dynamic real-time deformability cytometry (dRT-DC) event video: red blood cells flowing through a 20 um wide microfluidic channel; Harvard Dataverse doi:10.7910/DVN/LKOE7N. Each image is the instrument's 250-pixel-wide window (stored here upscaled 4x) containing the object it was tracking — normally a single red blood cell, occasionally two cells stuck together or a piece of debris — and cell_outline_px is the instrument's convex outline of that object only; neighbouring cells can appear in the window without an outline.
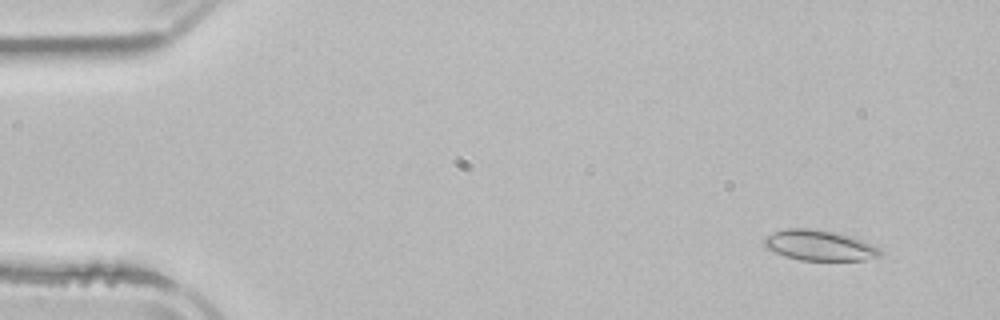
{"species": "common noctule bat (a hibernating species)", "species_latin": "Nyctalus noctula", "temperature_condition": "room temperature", "stored_images_in_passage": 3, "camera_frame_rate_fps": 3000, "um_per_image_px": 0.085, "animal": {"sex": "male", "body_mass_g": 21.5, "forearm_length_mm": 52.0}, "frame": {"image": 1, "passage_image": 1, "time_ms": 0.0, "image_size_px": [1000, 320], "cell_outline_px": [[880, 256], [864, 260], [800, 260], [784, 256], [764, 248], [764, 240], [772, 232], [784, 228], [808, 228], [836, 232], [852, 236], [880, 248]], "centroid_in_image_um": [69.61, 20.85], "position_along_channel_um": 15.4, "area_um2": 20.63}}